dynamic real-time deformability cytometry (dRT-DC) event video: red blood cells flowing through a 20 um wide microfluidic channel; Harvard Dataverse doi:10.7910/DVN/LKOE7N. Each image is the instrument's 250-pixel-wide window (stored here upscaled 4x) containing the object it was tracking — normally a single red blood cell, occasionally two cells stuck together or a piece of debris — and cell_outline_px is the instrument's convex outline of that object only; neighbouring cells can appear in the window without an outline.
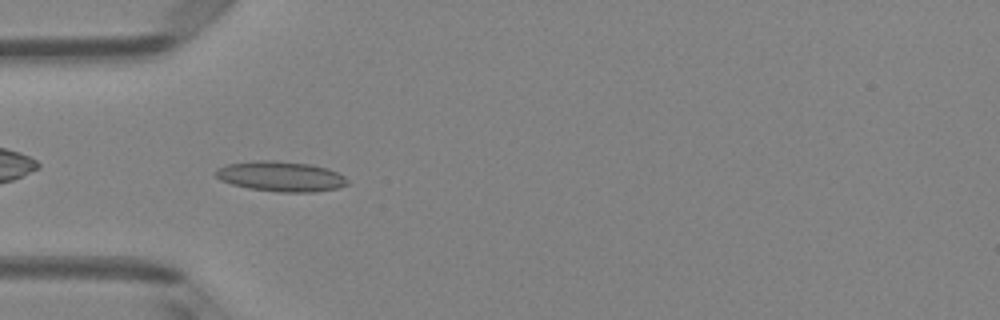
{"species": "Egyptian fruit bat (a non-hibernating species)", "species_latin": "Rousettus aegyptiacus", "temperature_condition": "room temperature", "stored_images_in_passage": 36, "camera_frame_rate_fps": 3000, "um_per_image_px": 0.085, "animal": {"sex": "female"}, "frame": {"image": 1, "passage_image": 2, "time_ms": 0.333, "image_size_px": [1000, 320], "cell_outline_px": [[348, 184], [336, 188], [312, 192], [280, 192], [248, 188], [232, 184], [220, 180], [212, 172], [216, 168], [224, 164], [252, 160], [276, 160], [308, 164], [328, 168], [344, 176], [348, 180]], "centroid_in_image_um": [23.8, 14.98], "position_along_channel_um": 61.2, "area_um2": 23.35}}
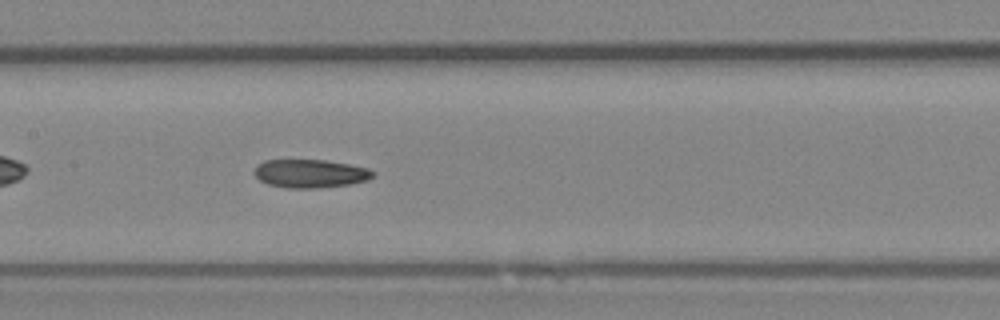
{"frame": {"image": 2, "passage_image": 11, "time_ms": 3.333, "image_size_px": [1000, 320], "cell_outline_px": [[376, 172], [368, 180], [348, 184], [316, 188], [288, 188], [268, 184], [260, 180], [252, 172], [256, 164], [264, 160], [324, 160], [348, 164], [368, 168]], "centroid_in_image_um": [26.33, 14.74], "position_along_channel_um": 181.1, "area_um2": 19.59}}
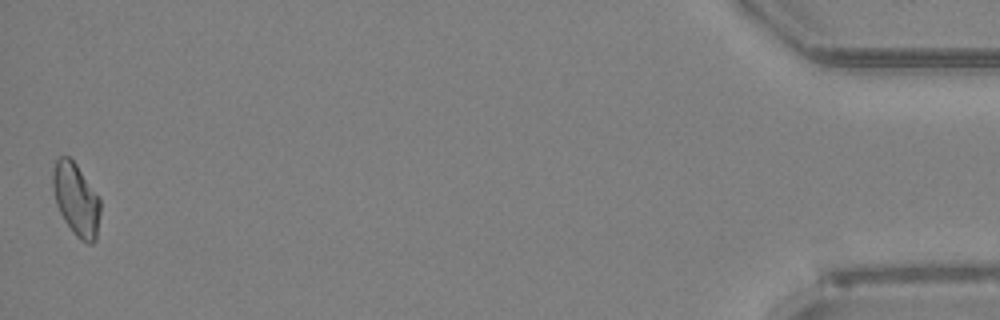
{"frame": {"image": 3, "passage_image": 36, "time_ms": 11.667, "image_size_px": [1000, 320], "cell_outline_px": [[100, 212], [96, 240], [92, 244], [88, 244], [80, 240], [72, 232], [64, 220], [56, 204], [52, 184], [52, 172], [56, 160], [60, 156], [68, 156], [76, 164], [100, 200]], "centroid_in_image_um": [6.46, 16.98], "position_along_channel_um": 428.7, "area_um2": 19.94}}